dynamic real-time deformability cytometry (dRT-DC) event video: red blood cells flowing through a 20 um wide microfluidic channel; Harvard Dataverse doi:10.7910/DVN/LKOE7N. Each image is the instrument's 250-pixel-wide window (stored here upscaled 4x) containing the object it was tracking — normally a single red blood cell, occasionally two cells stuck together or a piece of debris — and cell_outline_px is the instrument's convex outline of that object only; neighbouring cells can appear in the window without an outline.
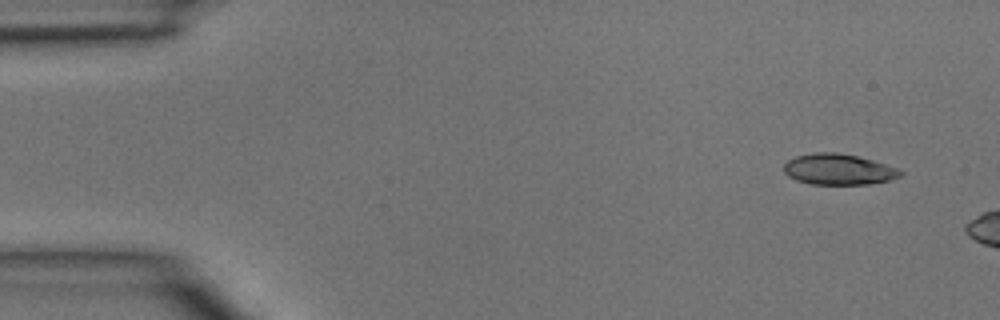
{"species": "common noctule bat (a hibernating species)", "species_latin": "Nyctalus noctula", "temperature_condition": "room temperature", "stored_images_in_passage": 3, "camera_frame_rate_fps": 3000, "um_per_image_px": 0.085, "animal": {"sex": "male", "body_mass_g": 15.6}, "frame": {"image": 1, "passage_image": 1, "time_ms": 0.0, "image_size_px": [1000, 320], "cell_outline_px": [[904, 172], [900, 176], [892, 180], [868, 184], [812, 184], [796, 180], [788, 176], [784, 172], [784, 164], [788, 160], [796, 156], [812, 152], [836, 152], [856, 156], [872, 160], [896, 168]], "centroid_in_image_um": [71.25, 14.39], "position_along_channel_um": 13.7, "area_um2": 20.92}}